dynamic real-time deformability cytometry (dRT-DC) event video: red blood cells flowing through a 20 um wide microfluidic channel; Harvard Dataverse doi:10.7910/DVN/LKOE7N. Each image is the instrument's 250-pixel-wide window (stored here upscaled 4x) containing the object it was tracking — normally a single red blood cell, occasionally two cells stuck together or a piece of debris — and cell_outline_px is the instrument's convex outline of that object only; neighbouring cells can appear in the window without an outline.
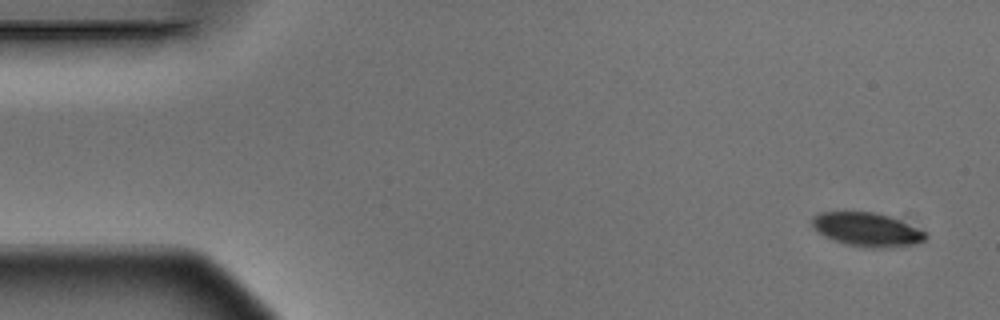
{"species": "Egyptian fruit bat (a non-hibernating species)", "species_latin": "Rousettus aegyptiacus", "temperature_condition": "warm", "stored_images_in_passage": 6, "camera_frame_rate_fps": 3000, "um_per_image_px": 0.085, "animal": {"sex": "male"}, "frame": {"image": 1, "passage_image": 1, "time_ms": 0.0, "image_size_px": [1000, 320], "cell_outline_px": [[928, 236], [924, 240], [916, 244], [884, 248], [872, 248], [848, 244], [824, 236], [812, 224], [812, 216], [820, 212], [872, 212], [888, 216], [924, 232]], "centroid_in_image_um": [73.68, 19.51], "position_along_channel_um": 11.3, "area_um2": 21.68}}
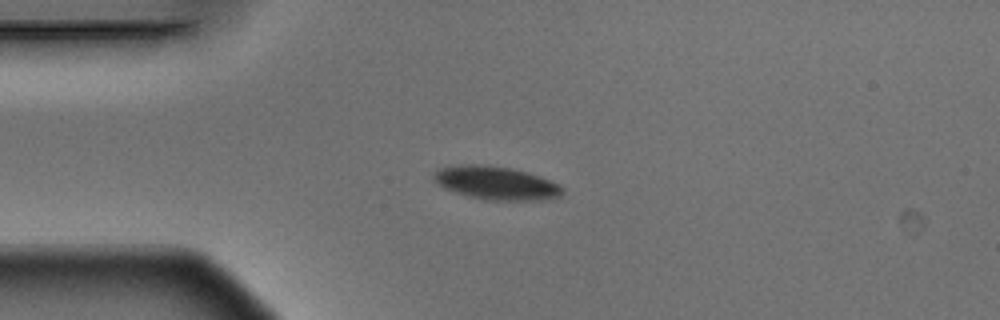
{"frame": {"image": 2, "passage_image": 4, "time_ms": 1.0, "image_size_px": [1000, 320], "cell_outline_px": [[564, 192], [560, 196], [544, 200], [484, 200], [452, 192], [436, 184], [432, 180], [432, 172], [440, 168], [460, 164], [480, 164], [508, 168], [540, 176], [560, 184], [564, 188]], "centroid_in_image_um": [42.12, 15.56], "position_along_channel_um": 42.9, "area_um2": 25.26}}
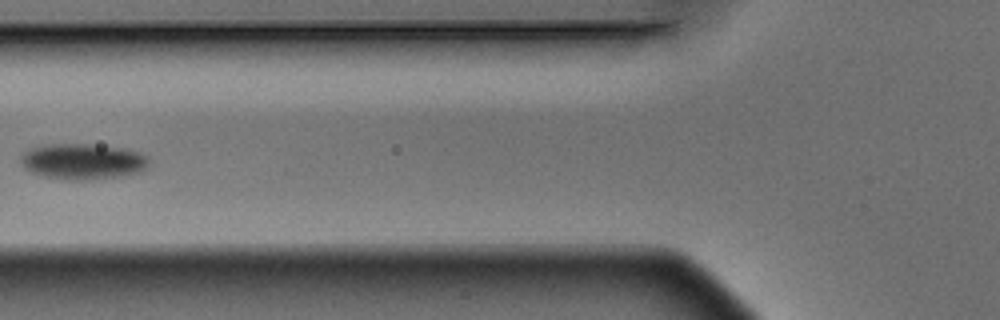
{"frame": {"image": 3, "passage_image": 6, "time_ms": 1.667, "image_size_px": [1000, 320], "cell_outline_px": [[148, 168], [144, 172], [120, 176], [92, 180], [64, 180], [40, 176], [24, 168], [20, 164], [20, 156], [24, 152], [32, 148], [44, 144], [88, 144], [120, 148], [140, 152], [148, 156]], "centroid_in_image_um": [7.03, 13.74], "position_along_channel_um": 118.8, "area_um2": 27.17}}